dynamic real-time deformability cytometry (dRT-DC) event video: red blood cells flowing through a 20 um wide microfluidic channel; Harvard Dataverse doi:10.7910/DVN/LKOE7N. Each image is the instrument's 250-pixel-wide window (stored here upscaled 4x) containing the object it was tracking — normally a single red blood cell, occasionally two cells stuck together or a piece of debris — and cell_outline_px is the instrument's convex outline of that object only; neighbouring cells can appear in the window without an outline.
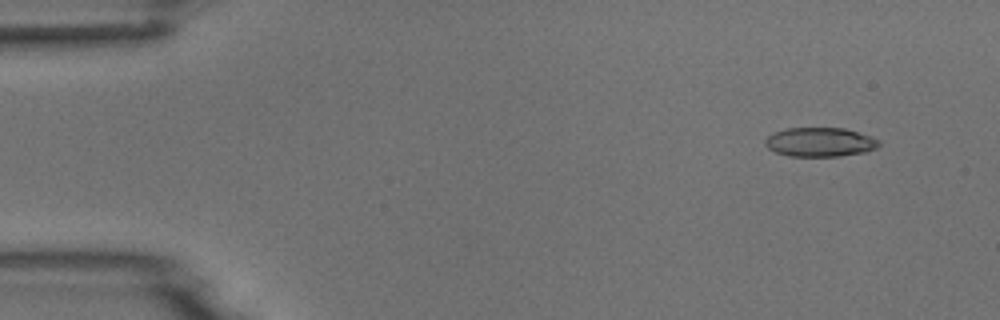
{"species": "common noctule bat (a hibernating species)", "species_latin": "Nyctalus noctula", "temperature_condition": "room temperature", "stored_images_in_passage": 5, "camera_frame_rate_fps": 3000, "um_per_image_px": 0.085, "animal": {"sex": "male", "body_mass_g": 18.8}, "frame": {"image": 1, "passage_image": 2, "time_ms": 1.333, "image_size_px": [1000, 320], "cell_outline_px": [[880, 144], [876, 148], [864, 152], [840, 156], [788, 156], [776, 152], [768, 148], [764, 144], [764, 140], [772, 132], [788, 128], [844, 128], [872, 136], [880, 140]], "centroid_in_image_um": [69.69, 12.07], "position_along_channel_um": 15.3, "area_um2": 19.42}}
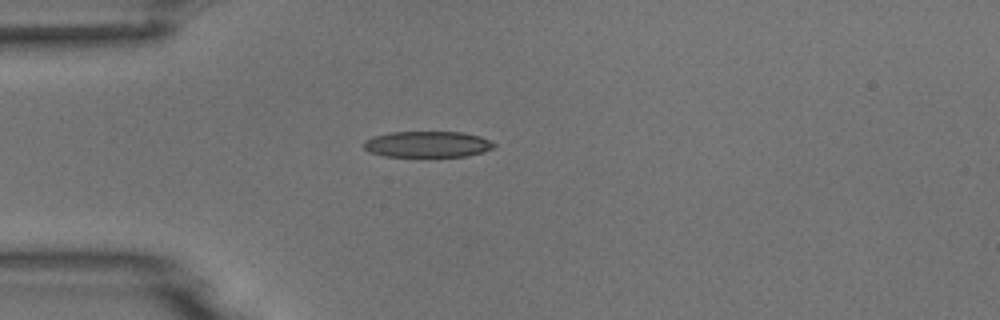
{"frame": {"image": 2, "passage_image": 5, "time_ms": 4.667, "image_size_px": [1000, 320], "cell_outline_px": [[496, 144], [492, 148], [468, 156], [384, 156], [368, 152], [364, 148], [364, 140], [372, 136], [392, 132], [464, 132], [480, 136]], "centroid_in_image_um": [36.29, 12.25], "position_along_channel_um": 48.7, "area_um2": 19.71}}